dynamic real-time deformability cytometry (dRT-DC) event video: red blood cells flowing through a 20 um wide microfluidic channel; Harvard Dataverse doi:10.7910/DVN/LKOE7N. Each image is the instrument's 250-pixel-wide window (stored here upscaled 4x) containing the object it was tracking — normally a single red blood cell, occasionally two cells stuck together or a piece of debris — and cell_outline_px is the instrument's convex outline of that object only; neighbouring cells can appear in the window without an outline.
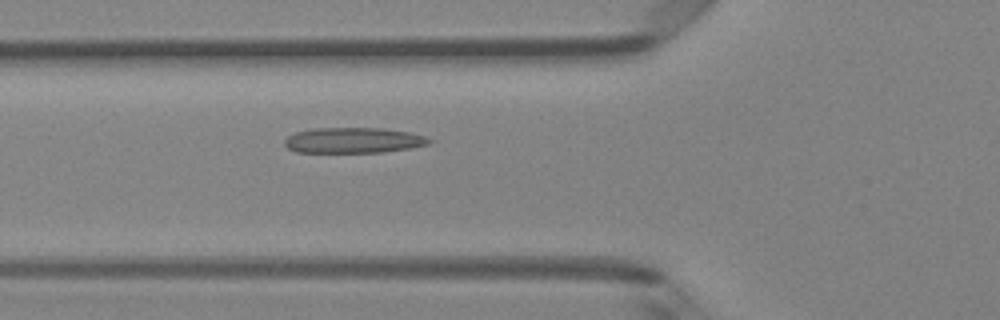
{"species": "Egyptian fruit bat (a non-hibernating species)", "species_latin": "Rousettus aegyptiacus", "temperature_condition": "room temperature", "stored_images_in_passage": 2, "camera_frame_rate_fps": 3000, "um_per_image_px": 0.085, "animal": {"sex": "female"}, "frame": {"image": 1, "passage_image": 2, "time_ms": 2.0, "image_size_px": [1000, 320], "cell_outline_px": [[436, 140], [428, 144], [412, 148], [380, 152], [296, 152], [288, 148], [284, 144], [284, 140], [288, 136], [296, 132], [312, 128], [384, 128], [408, 132], [424, 136]], "centroid_in_image_um": [30.06, 11.92], "position_along_channel_um": 95.7, "area_um2": 21.56}}